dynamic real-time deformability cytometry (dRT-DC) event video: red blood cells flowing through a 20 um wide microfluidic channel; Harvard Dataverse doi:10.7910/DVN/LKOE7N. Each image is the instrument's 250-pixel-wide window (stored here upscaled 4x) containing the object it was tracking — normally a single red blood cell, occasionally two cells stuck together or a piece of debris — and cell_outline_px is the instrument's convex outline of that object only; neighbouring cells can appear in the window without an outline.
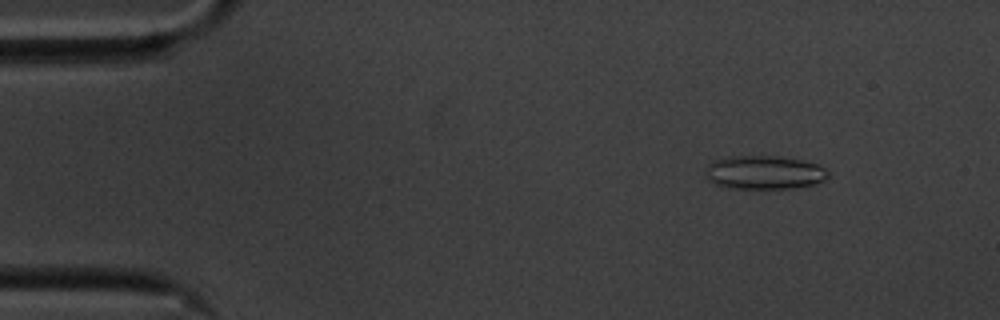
{"species": "common noctule bat (a hibernating species)", "species_latin": "Nyctalus noctula", "temperature_condition": "cold", "stored_images_in_passage": 57, "camera_frame_rate_fps": 3000, "um_per_image_px": 0.085, "animal": {"sex": "male", "body_mass_g": 20.1, "forearm_length_mm": 53.5}, "frame": {"image": 1, "passage_image": 7, "time_ms": 2.0, "image_size_px": [1000, 320], "cell_outline_px": [[828, 176], [824, 180], [816, 184], [796, 188], [728, 188], [716, 184], [708, 180], [704, 172], [708, 164], [712, 160], [728, 156], [780, 156], [800, 160], [816, 164], [824, 168], [828, 172]], "centroid_in_image_um": [64.93, 14.65], "position_along_channel_um": 20.1, "area_um2": 24.16}}
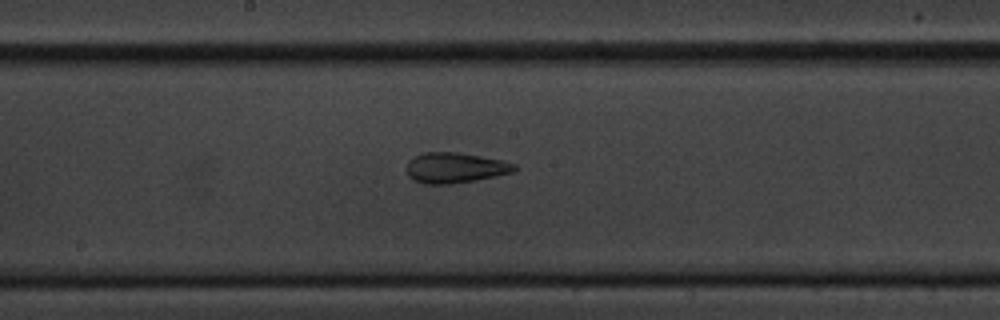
{"frame": {"image": 2, "passage_image": 30, "time_ms": 9.667, "image_size_px": [1000, 320], "cell_outline_px": [[516, 168], [512, 172], [496, 176], [476, 180], [452, 184], [424, 184], [412, 180], [408, 176], [404, 168], [408, 160], [424, 152], [456, 152], [480, 156], [500, 160], [516, 164]], "centroid_in_image_um": [38.61, 14.27], "position_along_channel_um": 209.6, "area_um2": 19.25}}
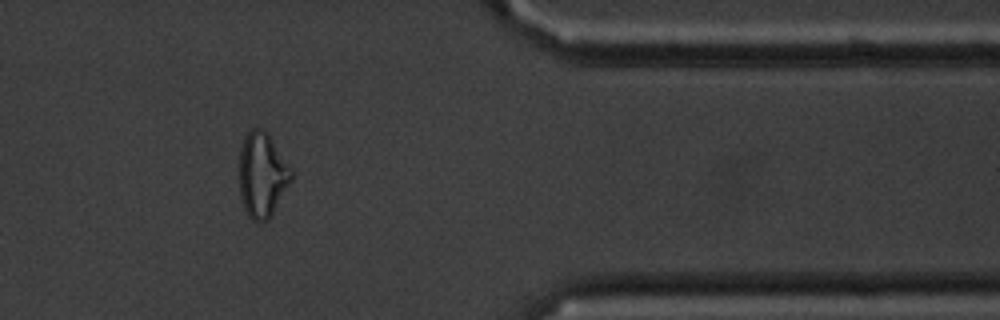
{"frame": {"image": 3, "passage_image": 47, "time_ms": 15.333, "image_size_px": [1000, 320], "cell_outline_px": [[292, 180], [268, 220], [256, 224], [248, 216], [244, 208], [240, 196], [240, 148], [244, 136], [252, 128], [264, 128], [268, 132], [292, 168]], "centroid_in_image_um": [22.29, 14.85], "position_along_channel_um": 389.1, "area_um2": 26.01}, "authors_computed_cell_mechanics": {"area_um2": 22.4842, "velocity_mm_per_s": 3.529, "shape_relaxation_time_tau1_ms": null, "shape_relaxation_time_tau2_ms": 2.7844, "deformation_change_tau1": null, "deformation_change_tau2": 0.1136}}